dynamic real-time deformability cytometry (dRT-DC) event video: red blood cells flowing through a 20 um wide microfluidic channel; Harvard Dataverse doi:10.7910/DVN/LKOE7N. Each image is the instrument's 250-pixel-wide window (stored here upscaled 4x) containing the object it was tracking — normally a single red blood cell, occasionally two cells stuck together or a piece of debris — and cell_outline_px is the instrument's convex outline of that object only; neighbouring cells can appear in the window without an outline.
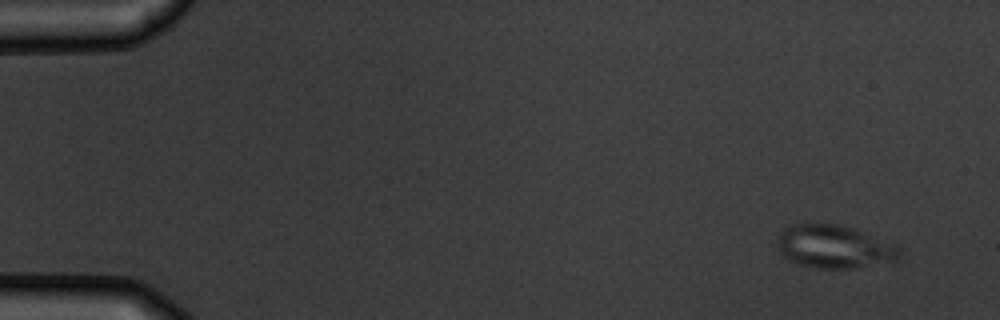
{"species": "common noctule bat (a hibernating species)", "species_latin": "Nyctalus noctula", "temperature_condition": "warm", "stored_images_in_passage": 6, "camera_frame_rate_fps": 3000, "um_per_image_px": 0.085, "animal": {"sex": "male", "body_mass_g": 19.5, "forearm_length_mm": 54.6}, "frame": {"image": 1, "passage_image": 1, "time_ms": 0.0, "image_size_px": [1000, 320], "cell_outline_px": [[900, 260], [892, 264], [852, 268], [816, 268], [800, 264], [784, 256], [776, 248], [776, 240], [780, 232], [784, 228], [792, 224], [804, 220], [840, 224], [852, 228], [896, 244], [900, 248]], "centroid_in_image_um": [70.92, 20.94], "position_along_channel_um": 14.1, "area_um2": 31.85}}